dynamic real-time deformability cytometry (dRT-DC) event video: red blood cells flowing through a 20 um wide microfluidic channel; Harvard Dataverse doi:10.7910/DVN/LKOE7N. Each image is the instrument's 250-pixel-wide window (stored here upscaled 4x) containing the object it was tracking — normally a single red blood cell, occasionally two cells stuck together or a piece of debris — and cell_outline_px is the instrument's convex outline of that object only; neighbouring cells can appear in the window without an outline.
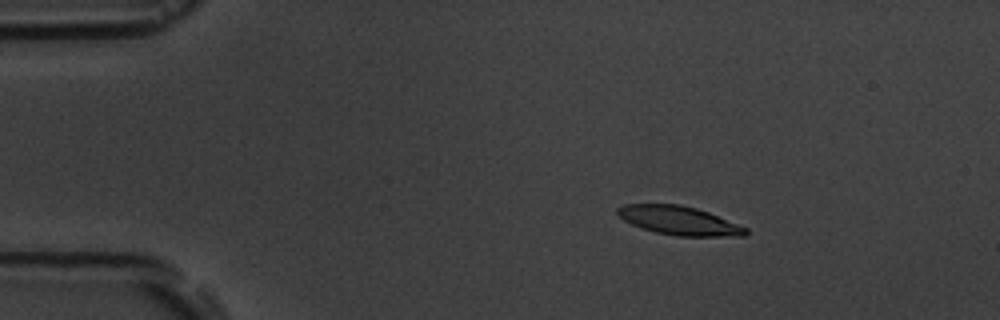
{"species": "common noctule bat (a hibernating species)", "species_latin": "Nyctalus noctula", "temperature_condition": "room temperature", "stored_images_in_passage": 5, "camera_frame_rate_fps": 3000, "um_per_image_px": 0.085, "animal": {"sex": "male", "body_mass_g": 19.5, "forearm_length_mm": 54.6}, "frame": {"image": 1, "passage_image": 3, "time_ms": 2.333, "image_size_px": [1000, 320], "cell_outline_px": [[748, 232], [744, 236], [676, 236], [656, 232], [640, 228], [624, 220], [616, 212], [616, 208], [624, 204], [680, 204], [696, 208], [708, 212], [748, 228]], "centroid_in_image_um": [57.71, 18.74], "position_along_channel_um": 27.3, "area_um2": 21.44}}